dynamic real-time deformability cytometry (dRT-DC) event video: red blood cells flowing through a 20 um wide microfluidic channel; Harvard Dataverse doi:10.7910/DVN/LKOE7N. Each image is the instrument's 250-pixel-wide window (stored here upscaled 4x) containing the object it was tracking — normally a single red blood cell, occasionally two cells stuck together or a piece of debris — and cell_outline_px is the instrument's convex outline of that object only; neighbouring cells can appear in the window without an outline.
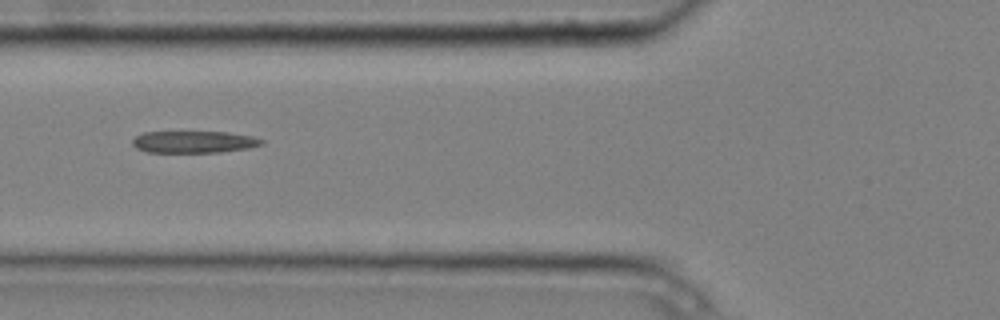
{"species": "common noctule bat (a hibernating species)", "species_latin": "Nyctalus noctula", "temperature_condition": "cold", "stored_images_in_passage": 5, "camera_frame_rate_fps": 3000, "um_per_image_px": 0.085, "animal": {"sex": "male", "body_mass_g": 20.4}, "frame": {"image": 1, "passage_image": 5, "time_ms": 1.333, "image_size_px": [1000, 320], "cell_outline_px": [[264, 144], [248, 148], [220, 152], [148, 152], [136, 148], [132, 144], [132, 140], [136, 136], [144, 132], [228, 132], [252, 136], [264, 140]], "centroid_in_image_um": [16.49, 12.06], "position_along_channel_um": 109.3, "area_um2": 16.47}}